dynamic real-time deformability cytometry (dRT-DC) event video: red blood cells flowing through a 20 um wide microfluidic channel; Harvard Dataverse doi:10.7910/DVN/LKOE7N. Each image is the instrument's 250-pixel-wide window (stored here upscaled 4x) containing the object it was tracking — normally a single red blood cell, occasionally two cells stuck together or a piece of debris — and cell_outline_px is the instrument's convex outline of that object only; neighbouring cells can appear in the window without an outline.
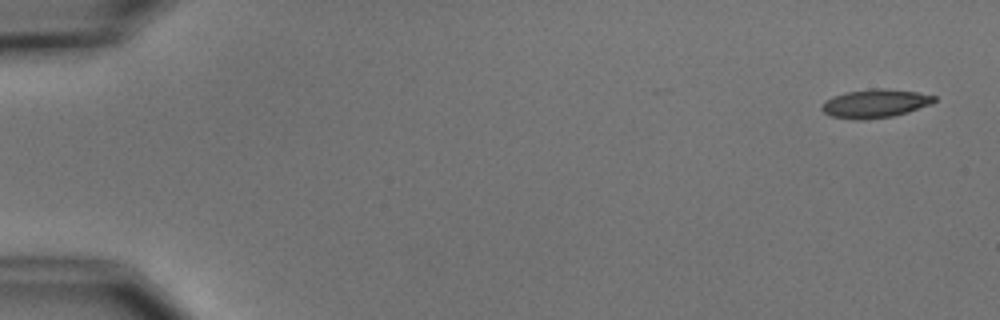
{"species": "common noctule bat (a hibernating species)", "species_latin": "Nyctalus noctula", "temperature_condition": "cold", "stored_images_in_passage": 4, "camera_frame_rate_fps": 3000, "um_per_image_px": 0.085, "animal": {"sex": "male", "body_mass_g": 15.6}, "frame": {"image": 1, "passage_image": 1, "time_ms": 0.0, "image_size_px": [1000, 320], "cell_outline_px": [[936, 100], [928, 104], [908, 112], [892, 116], [864, 120], [852, 120], [832, 116], [824, 112], [820, 108], [824, 100], [848, 92], [872, 88], [884, 88], [916, 92], [936, 96]], "centroid_in_image_um": [74.35, 8.8], "position_along_channel_um": 10.6, "area_um2": 18.5}}